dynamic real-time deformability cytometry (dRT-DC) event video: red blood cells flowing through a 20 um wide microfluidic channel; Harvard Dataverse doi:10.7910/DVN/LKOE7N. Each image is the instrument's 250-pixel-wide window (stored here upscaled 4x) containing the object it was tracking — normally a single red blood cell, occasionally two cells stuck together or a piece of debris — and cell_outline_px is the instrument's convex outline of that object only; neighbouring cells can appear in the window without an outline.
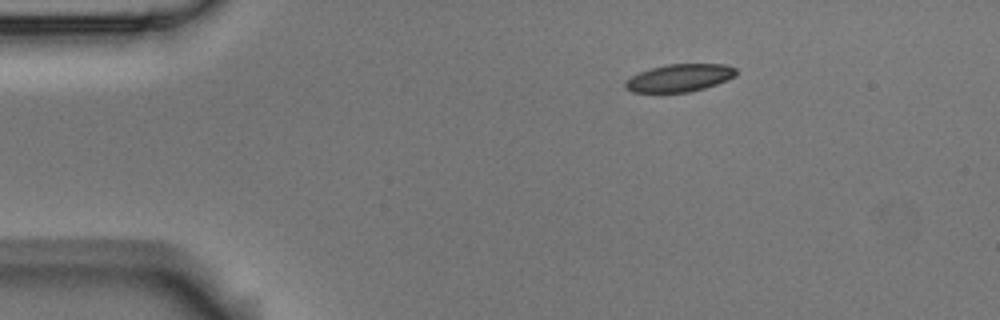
{"species": "Egyptian fruit bat (a non-hibernating species)", "species_latin": "Rousettus aegyptiacus", "temperature_condition": "room temperature", "stored_images_in_passage": 3, "camera_frame_rate_fps": 3000, "um_per_image_px": 0.085, "animal": {"sex": "male"}, "frame": {"image": 1, "passage_image": 1, "time_ms": 0.0, "image_size_px": [1000, 320], "cell_outline_px": [[736, 76], [728, 80], [704, 88], [688, 92], [632, 92], [624, 84], [624, 80], [640, 72], [664, 64], [724, 64], [736, 68]], "centroid_in_image_um": [57.77, 6.61], "position_along_channel_um": 27.2, "area_um2": 17.74}}